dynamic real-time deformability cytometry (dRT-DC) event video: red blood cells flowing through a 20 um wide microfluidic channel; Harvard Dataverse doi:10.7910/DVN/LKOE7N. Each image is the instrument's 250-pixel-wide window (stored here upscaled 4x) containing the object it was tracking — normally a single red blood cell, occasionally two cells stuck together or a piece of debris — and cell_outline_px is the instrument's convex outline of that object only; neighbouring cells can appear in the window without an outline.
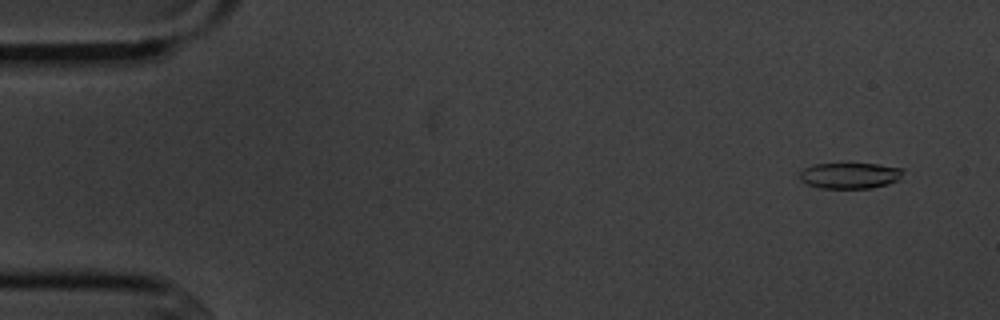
{"species": "common noctule bat (a hibernating species)", "species_latin": "Nyctalus noctula", "temperature_condition": "cold", "stored_images_in_passage": 6, "camera_frame_rate_fps": 3000, "um_per_image_px": 0.085, "animal": {"sex": "male", "body_mass_g": 20.1, "forearm_length_mm": 53.5}, "frame": {"image": 1, "passage_image": 2, "time_ms": 1.0, "image_size_px": [1000, 320], "cell_outline_px": [[904, 172], [900, 180], [888, 184], [872, 188], [820, 188], [808, 184], [800, 180], [800, 172], [804, 168], [812, 164], [848, 160], [880, 164], [904, 168]], "centroid_in_image_um": [72.27, 14.86], "position_along_channel_um": 12.7, "area_um2": 16.76}}